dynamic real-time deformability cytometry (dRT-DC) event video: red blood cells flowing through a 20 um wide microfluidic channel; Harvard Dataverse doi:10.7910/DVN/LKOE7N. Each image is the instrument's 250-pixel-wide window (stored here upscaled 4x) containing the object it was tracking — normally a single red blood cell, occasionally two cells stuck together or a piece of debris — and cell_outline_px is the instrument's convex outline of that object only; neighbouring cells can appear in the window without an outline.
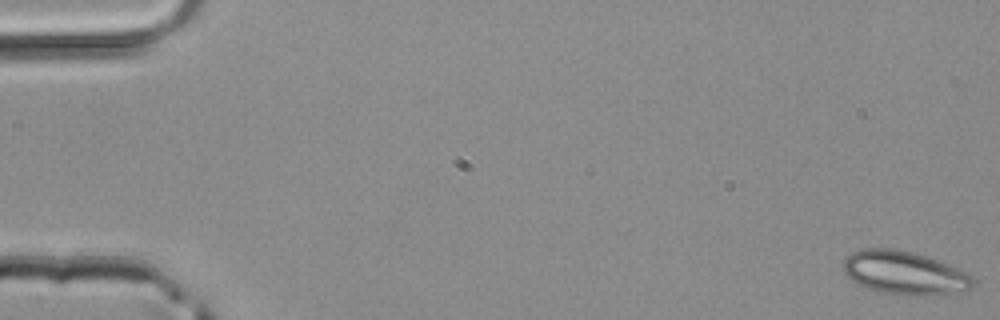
{"species": "common noctule bat (a hibernating species)", "species_latin": "Nyctalus noctula", "temperature_condition": "room temperature", "stored_images_in_passage": 29, "camera_frame_rate_fps": 3000, "um_per_image_px": 0.085, "animal": {"sex": "male", "body_mass_g": 20.4}, "frame": {"image": 1, "passage_image": 1, "time_ms": 0.0, "image_size_px": [1000, 320], "cell_outline_px": [[976, 280], [972, 288], [944, 292], [880, 292], [868, 288], [852, 280], [844, 272], [844, 260], [852, 252], [864, 248], [892, 248], [916, 252], [928, 256], [964, 272], [972, 276]], "centroid_in_image_um": [76.81, 23.11], "position_along_channel_um": 8.2, "area_um2": 31.27}}